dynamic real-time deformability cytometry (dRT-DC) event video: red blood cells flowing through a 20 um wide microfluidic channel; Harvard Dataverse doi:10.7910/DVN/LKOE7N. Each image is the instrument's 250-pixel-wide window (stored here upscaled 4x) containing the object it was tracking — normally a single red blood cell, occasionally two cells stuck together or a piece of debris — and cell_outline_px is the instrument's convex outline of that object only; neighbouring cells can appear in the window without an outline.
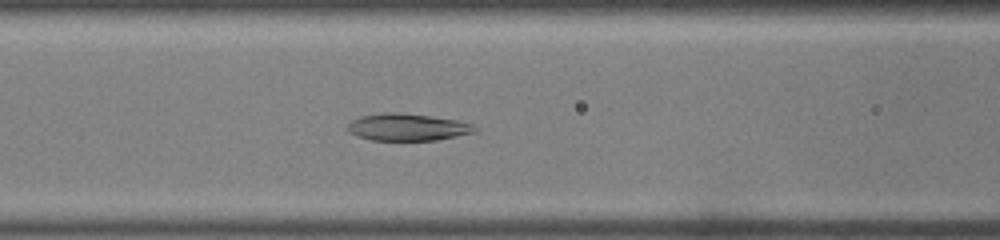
{"species": "common noctule bat (a hibernating species)", "species_latin": "Nyctalus noctula", "temperature_condition": "warm", "stored_images_in_passage": 36, "camera_frame_rate_fps": 3000, "um_per_image_px": 0.085, "animal": {"sex": "male", "body_mass_g": 19.0, "forearm_length_mm": 50.8}, "frame": {"image": 1, "passage_image": 14, "time_ms": 4.333, "image_size_px": [1000, 240], "cell_outline_px": [[476, 132], [436, 140], [372, 140], [356, 136], [348, 132], [348, 124], [352, 120], [360, 116], [384, 112], [396, 112], [432, 116], [456, 120], [472, 124], [476, 128]], "centroid_in_image_um": [34.61, 10.8], "position_along_channel_um": 132.0, "area_um2": 20.06}}
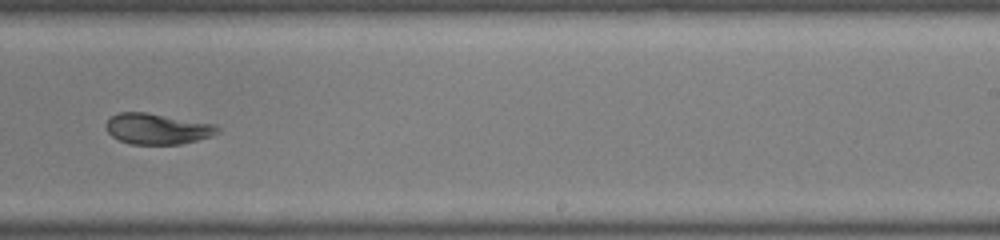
{"frame": {"image": 2, "passage_image": 22, "time_ms": 7.0, "image_size_px": [1000, 240], "cell_outline_px": [[220, 132], [212, 136], [180, 144], [132, 144], [120, 140], [112, 136], [108, 132], [104, 124], [112, 116], [120, 112], [144, 112], [216, 124], [220, 128]], "centroid_in_image_um": [13.39, 10.95], "position_along_channel_um": 275.6, "area_um2": 19.94}}
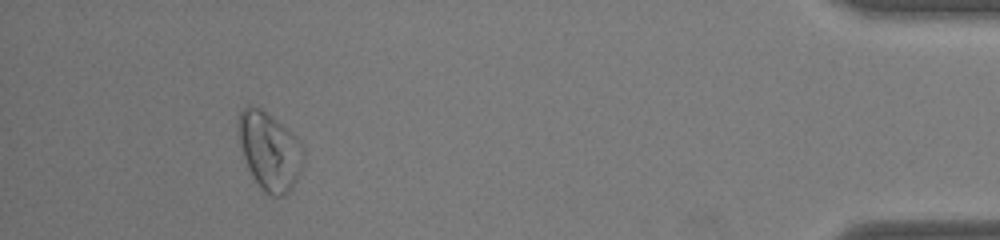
{"frame": {"image": 3, "passage_image": 33, "time_ms": 10.667, "image_size_px": [1000, 240], "cell_outline_px": [[304, 160], [296, 180], [292, 188], [284, 196], [272, 196], [264, 192], [260, 188], [252, 176], [248, 168], [244, 156], [236, 124], [240, 112], [248, 104], [252, 104], [260, 108], [276, 120], [300, 144]], "centroid_in_image_um": [22.87, 12.85], "position_along_channel_um": 412.3, "area_um2": 28.96}}